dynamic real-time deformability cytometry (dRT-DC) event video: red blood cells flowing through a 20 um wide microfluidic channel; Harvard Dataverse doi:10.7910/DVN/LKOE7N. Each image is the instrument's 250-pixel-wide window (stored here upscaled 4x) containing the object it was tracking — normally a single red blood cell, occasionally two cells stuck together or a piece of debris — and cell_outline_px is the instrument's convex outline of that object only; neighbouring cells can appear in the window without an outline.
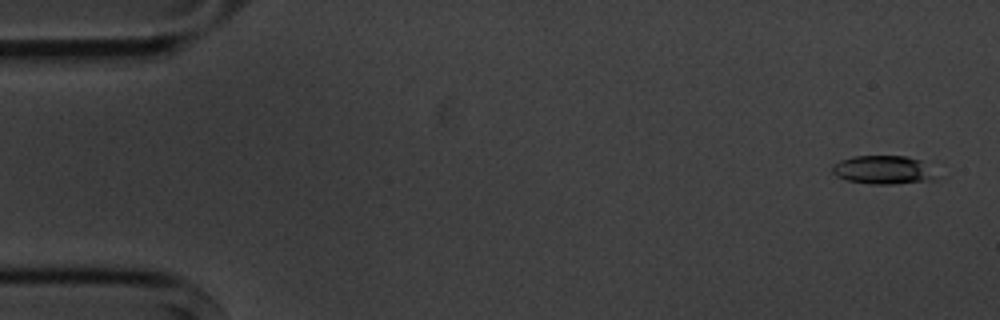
{"species": "common noctule bat (a hibernating species)", "species_latin": "Nyctalus noctula", "temperature_condition": "cold", "stored_images_in_passage": 6, "camera_frame_rate_fps": 3000, "um_per_image_px": 0.085, "animal": {"sex": "male", "body_mass_g": 20.1, "forearm_length_mm": 53.5}, "frame": {"image": 1, "passage_image": 1, "time_ms": 0.0, "image_size_px": [1000, 320], "cell_outline_px": [[936, 180], [892, 184], [872, 184], [848, 180], [836, 176], [832, 172], [832, 164], [840, 160], [852, 156], [904, 156], [920, 160]], "centroid_in_image_um": [74.96, 14.44], "position_along_channel_um": 10.0, "area_um2": 16.88}}
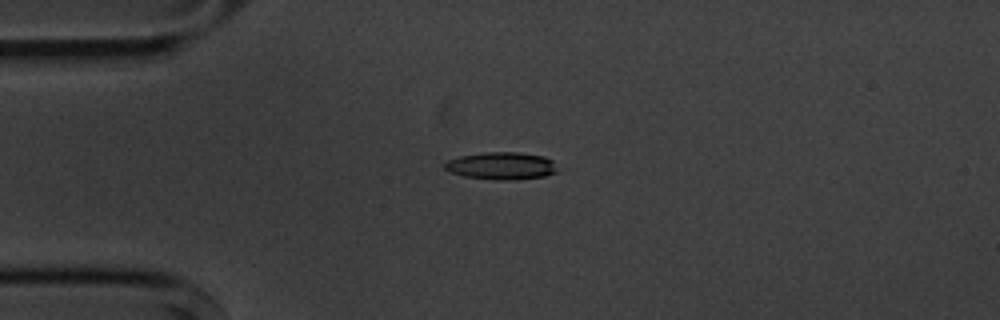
{"frame": {"image": 2, "passage_image": 4, "time_ms": 3.667, "image_size_px": [1000, 320], "cell_outline_px": [[560, 172], [544, 176], [512, 180], [496, 180], [464, 176], [448, 172], [440, 164], [448, 160], [460, 156], [484, 152], [516, 152], [544, 156], [552, 160]], "centroid_in_image_um": [42.6, 14.1], "position_along_channel_um": 42.4, "area_um2": 18.26}}
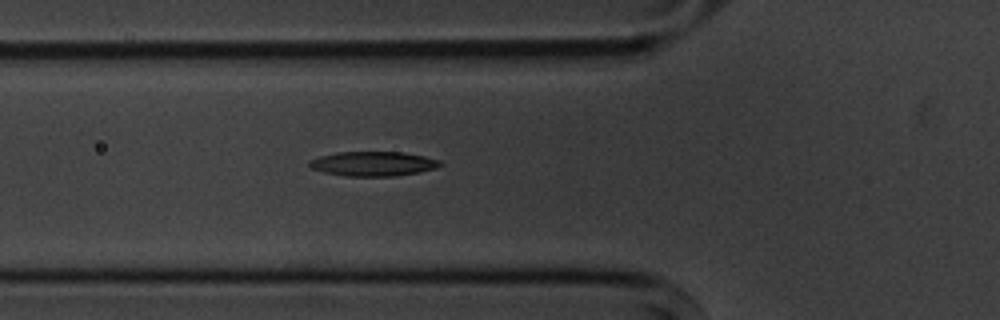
{"frame": {"image": 3, "passage_image": 6, "time_ms": 5.667, "image_size_px": [1000, 320], "cell_outline_px": [[444, 164], [436, 168], [420, 172], [396, 176], [344, 176], [324, 172], [312, 168], [308, 164], [308, 160], [320, 156], [336, 152], [404, 152], [424, 156], [440, 160]], "centroid_in_image_um": [31.74, 13.92], "position_along_channel_um": 94.1, "area_um2": 18.84}}